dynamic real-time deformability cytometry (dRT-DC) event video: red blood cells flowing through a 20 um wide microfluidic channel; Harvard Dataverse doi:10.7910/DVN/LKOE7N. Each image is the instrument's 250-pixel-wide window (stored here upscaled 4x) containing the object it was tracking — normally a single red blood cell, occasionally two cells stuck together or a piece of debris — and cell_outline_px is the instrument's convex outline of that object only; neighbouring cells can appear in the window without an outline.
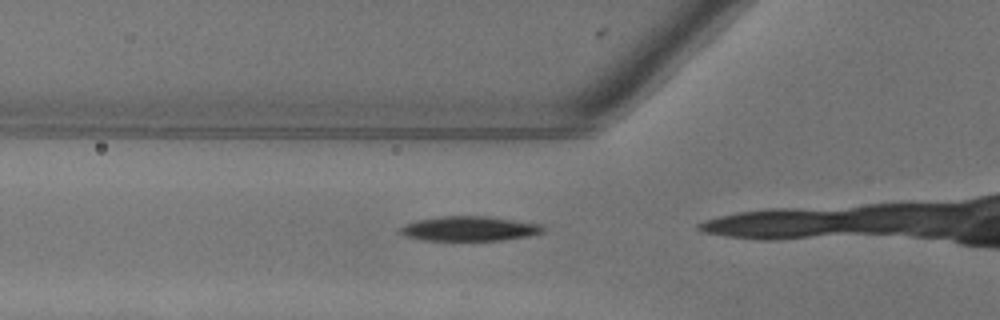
{"species": "common noctule bat (a hibernating species)", "species_latin": "Nyctalus noctula", "temperature_condition": "warm", "stored_images_in_passage": 4, "camera_frame_rate_fps": 3000, "um_per_image_px": 0.085, "animal": {"sex": "female"}, "frame": {"image": 1, "passage_image": 2, "time_ms": 0.333, "image_size_px": [1000, 320], "cell_outline_px": [[544, 232], [528, 236], [504, 240], [424, 240], [408, 236], [400, 232], [400, 228], [404, 224], [416, 220], [440, 216], [488, 216], [540, 224], [544, 228]], "centroid_in_image_um": [39.91, 19.43], "position_along_channel_um": 85.9, "area_um2": 20.4}}